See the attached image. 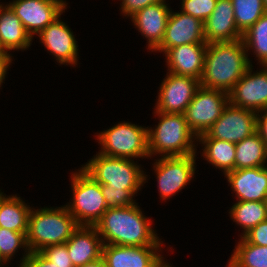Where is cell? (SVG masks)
<instances>
[{
  "label": "cell",
  "instance_id": "obj_1",
  "mask_svg": "<svg viewBox=\"0 0 267 267\" xmlns=\"http://www.w3.org/2000/svg\"><path fill=\"white\" fill-rule=\"evenodd\" d=\"M96 182L108 208L128 207L136 204L133 197L146 182L140 166L132 159L96 154L81 167Z\"/></svg>",
  "mask_w": 267,
  "mask_h": 267
},
{
  "label": "cell",
  "instance_id": "obj_2",
  "mask_svg": "<svg viewBox=\"0 0 267 267\" xmlns=\"http://www.w3.org/2000/svg\"><path fill=\"white\" fill-rule=\"evenodd\" d=\"M242 39L207 44L200 86L229 93L252 65Z\"/></svg>",
  "mask_w": 267,
  "mask_h": 267
},
{
  "label": "cell",
  "instance_id": "obj_3",
  "mask_svg": "<svg viewBox=\"0 0 267 267\" xmlns=\"http://www.w3.org/2000/svg\"><path fill=\"white\" fill-rule=\"evenodd\" d=\"M94 227L103 244L162 245L151 228V221L143 215L137 203L128 207L108 208Z\"/></svg>",
  "mask_w": 267,
  "mask_h": 267
},
{
  "label": "cell",
  "instance_id": "obj_4",
  "mask_svg": "<svg viewBox=\"0 0 267 267\" xmlns=\"http://www.w3.org/2000/svg\"><path fill=\"white\" fill-rule=\"evenodd\" d=\"M32 209L27 232L30 252H39L49 245L66 243L79 227L65 205L57 208Z\"/></svg>",
  "mask_w": 267,
  "mask_h": 267
},
{
  "label": "cell",
  "instance_id": "obj_5",
  "mask_svg": "<svg viewBox=\"0 0 267 267\" xmlns=\"http://www.w3.org/2000/svg\"><path fill=\"white\" fill-rule=\"evenodd\" d=\"M155 113L161 119L159 118L155 129H147L150 158L153 154H161L162 157L196 154L194 141L197 140V136L188 127L184 114L160 111Z\"/></svg>",
  "mask_w": 267,
  "mask_h": 267
},
{
  "label": "cell",
  "instance_id": "obj_6",
  "mask_svg": "<svg viewBox=\"0 0 267 267\" xmlns=\"http://www.w3.org/2000/svg\"><path fill=\"white\" fill-rule=\"evenodd\" d=\"M71 178L73 202L65 206L79 226H95L108 209L101 184L82 168L72 173Z\"/></svg>",
  "mask_w": 267,
  "mask_h": 267
},
{
  "label": "cell",
  "instance_id": "obj_7",
  "mask_svg": "<svg viewBox=\"0 0 267 267\" xmlns=\"http://www.w3.org/2000/svg\"><path fill=\"white\" fill-rule=\"evenodd\" d=\"M147 129L129 122L118 123L97 135L102 146L99 153L125 159L150 157Z\"/></svg>",
  "mask_w": 267,
  "mask_h": 267
},
{
  "label": "cell",
  "instance_id": "obj_8",
  "mask_svg": "<svg viewBox=\"0 0 267 267\" xmlns=\"http://www.w3.org/2000/svg\"><path fill=\"white\" fill-rule=\"evenodd\" d=\"M228 104V93L200 86L183 113L188 127L197 137L206 133Z\"/></svg>",
  "mask_w": 267,
  "mask_h": 267
},
{
  "label": "cell",
  "instance_id": "obj_9",
  "mask_svg": "<svg viewBox=\"0 0 267 267\" xmlns=\"http://www.w3.org/2000/svg\"><path fill=\"white\" fill-rule=\"evenodd\" d=\"M256 126L257 112L229 103L219 119L197 138H213L236 144L254 134Z\"/></svg>",
  "mask_w": 267,
  "mask_h": 267
},
{
  "label": "cell",
  "instance_id": "obj_10",
  "mask_svg": "<svg viewBox=\"0 0 267 267\" xmlns=\"http://www.w3.org/2000/svg\"><path fill=\"white\" fill-rule=\"evenodd\" d=\"M196 154L161 157L154 163L158 191L162 200L170 199L190 183L195 173Z\"/></svg>",
  "mask_w": 267,
  "mask_h": 267
},
{
  "label": "cell",
  "instance_id": "obj_11",
  "mask_svg": "<svg viewBox=\"0 0 267 267\" xmlns=\"http://www.w3.org/2000/svg\"><path fill=\"white\" fill-rule=\"evenodd\" d=\"M63 0H13L8 5L33 39L66 9Z\"/></svg>",
  "mask_w": 267,
  "mask_h": 267
},
{
  "label": "cell",
  "instance_id": "obj_12",
  "mask_svg": "<svg viewBox=\"0 0 267 267\" xmlns=\"http://www.w3.org/2000/svg\"><path fill=\"white\" fill-rule=\"evenodd\" d=\"M199 87L195 78L168 72L160 85L155 111L183 114Z\"/></svg>",
  "mask_w": 267,
  "mask_h": 267
},
{
  "label": "cell",
  "instance_id": "obj_13",
  "mask_svg": "<svg viewBox=\"0 0 267 267\" xmlns=\"http://www.w3.org/2000/svg\"><path fill=\"white\" fill-rule=\"evenodd\" d=\"M252 74V65L228 93L229 103L259 112L267 109V66Z\"/></svg>",
  "mask_w": 267,
  "mask_h": 267
},
{
  "label": "cell",
  "instance_id": "obj_14",
  "mask_svg": "<svg viewBox=\"0 0 267 267\" xmlns=\"http://www.w3.org/2000/svg\"><path fill=\"white\" fill-rule=\"evenodd\" d=\"M193 43H206L204 22L183 11L171 10L163 41L154 51L165 53L169 48Z\"/></svg>",
  "mask_w": 267,
  "mask_h": 267
},
{
  "label": "cell",
  "instance_id": "obj_15",
  "mask_svg": "<svg viewBox=\"0 0 267 267\" xmlns=\"http://www.w3.org/2000/svg\"><path fill=\"white\" fill-rule=\"evenodd\" d=\"M161 245L122 246L103 244L102 258L107 267H158L164 260Z\"/></svg>",
  "mask_w": 267,
  "mask_h": 267
},
{
  "label": "cell",
  "instance_id": "obj_16",
  "mask_svg": "<svg viewBox=\"0 0 267 267\" xmlns=\"http://www.w3.org/2000/svg\"><path fill=\"white\" fill-rule=\"evenodd\" d=\"M60 16L50 23L39 34L41 43L54 55L61 64L77 65L78 45L71 29Z\"/></svg>",
  "mask_w": 267,
  "mask_h": 267
},
{
  "label": "cell",
  "instance_id": "obj_17",
  "mask_svg": "<svg viewBox=\"0 0 267 267\" xmlns=\"http://www.w3.org/2000/svg\"><path fill=\"white\" fill-rule=\"evenodd\" d=\"M207 43L183 44L169 48L164 54L167 59L168 71L180 76H189L200 81Z\"/></svg>",
  "mask_w": 267,
  "mask_h": 267
},
{
  "label": "cell",
  "instance_id": "obj_18",
  "mask_svg": "<svg viewBox=\"0 0 267 267\" xmlns=\"http://www.w3.org/2000/svg\"><path fill=\"white\" fill-rule=\"evenodd\" d=\"M225 176L238 201H267V166L232 170Z\"/></svg>",
  "mask_w": 267,
  "mask_h": 267
},
{
  "label": "cell",
  "instance_id": "obj_19",
  "mask_svg": "<svg viewBox=\"0 0 267 267\" xmlns=\"http://www.w3.org/2000/svg\"><path fill=\"white\" fill-rule=\"evenodd\" d=\"M171 10L166 1L149 5L136 12L131 20L141 35L148 41V49L152 52L161 44Z\"/></svg>",
  "mask_w": 267,
  "mask_h": 267
},
{
  "label": "cell",
  "instance_id": "obj_20",
  "mask_svg": "<svg viewBox=\"0 0 267 267\" xmlns=\"http://www.w3.org/2000/svg\"><path fill=\"white\" fill-rule=\"evenodd\" d=\"M206 43L232 42L242 39L237 29L231 0H217L215 9L204 21Z\"/></svg>",
  "mask_w": 267,
  "mask_h": 267
},
{
  "label": "cell",
  "instance_id": "obj_21",
  "mask_svg": "<svg viewBox=\"0 0 267 267\" xmlns=\"http://www.w3.org/2000/svg\"><path fill=\"white\" fill-rule=\"evenodd\" d=\"M65 244L75 267L96 261L102 256V239L94 226H79Z\"/></svg>",
  "mask_w": 267,
  "mask_h": 267
},
{
  "label": "cell",
  "instance_id": "obj_22",
  "mask_svg": "<svg viewBox=\"0 0 267 267\" xmlns=\"http://www.w3.org/2000/svg\"><path fill=\"white\" fill-rule=\"evenodd\" d=\"M32 38L25 30L21 20L14 14L9 5L0 4V46L3 51L26 50Z\"/></svg>",
  "mask_w": 267,
  "mask_h": 267
},
{
  "label": "cell",
  "instance_id": "obj_23",
  "mask_svg": "<svg viewBox=\"0 0 267 267\" xmlns=\"http://www.w3.org/2000/svg\"><path fill=\"white\" fill-rule=\"evenodd\" d=\"M31 209L20 197L16 195L6 197L0 191V227L27 236Z\"/></svg>",
  "mask_w": 267,
  "mask_h": 267
},
{
  "label": "cell",
  "instance_id": "obj_24",
  "mask_svg": "<svg viewBox=\"0 0 267 267\" xmlns=\"http://www.w3.org/2000/svg\"><path fill=\"white\" fill-rule=\"evenodd\" d=\"M235 146V170L265 166L267 146L257 132L236 143Z\"/></svg>",
  "mask_w": 267,
  "mask_h": 267
},
{
  "label": "cell",
  "instance_id": "obj_25",
  "mask_svg": "<svg viewBox=\"0 0 267 267\" xmlns=\"http://www.w3.org/2000/svg\"><path fill=\"white\" fill-rule=\"evenodd\" d=\"M204 146L203 157L224 174L235 170V143L213 138H197Z\"/></svg>",
  "mask_w": 267,
  "mask_h": 267
},
{
  "label": "cell",
  "instance_id": "obj_26",
  "mask_svg": "<svg viewBox=\"0 0 267 267\" xmlns=\"http://www.w3.org/2000/svg\"><path fill=\"white\" fill-rule=\"evenodd\" d=\"M229 214L244 229L243 237L260 222L267 220V201H237Z\"/></svg>",
  "mask_w": 267,
  "mask_h": 267
},
{
  "label": "cell",
  "instance_id": "obj_27",
  "mask_svg": "<svg viewBox=\"0 0 267 267\" xmlns=\"http://www.w3.org/2000/svg\"><path fill=\"white\" fill-rule=\"evenodd\" d=\"M240 238L228 267H267V246H257Z\"/></svg>",
  "mask_w": 267,
  "mask_h": 267
},
{
  "label": "cell",
  "instance_id": "obj_28",
  "mask_svg": "<svg viewBox=\"0 0 267 267\" xmlns=\"http://www.w3.org/2000/svg\"><path fill=\"white\" fill-rule=\"evenodd\" d=\"M245 48L253 49L260 65L267 66V12L243 33Z\"/></svg>",
  "mask_w": 267,
  "mask_h": 267
},
{
  "label": "cell",
  "instance_id": "obj_29",
  "mask_svg": "<svg viewBox=\"0 0 267 267\" xmlns=\"http://www.w3.org/2000/svg\"><path fill=\"white\" fill-rule=\"evenodd\" d=\"M237 29L243 34L266 11L262 0H231Z\"/></svg>",
  "mask_w": 267,
  "mask_h": 267
},
{
  "label": "cell",
  "instance_id": "obj_30",
  "mask_svg": "<svg viewBox=\"0 0 267 267\" xmlns=\"http://www.w3.org/2000/svg\"><path fill=\"white\" fill-rule=\"evenodd\" d=\"M22 247L25 249L27 257L30 250L27 245V236L24 233L0 227V253L7 262H10L15 251Z\"/></svg>",
  "mask_w": 267,
  "mask_h": 267
},
{
  "label": "cell",
  "instance_id": "obj_31",
  "mask_svg": "<svg viewBox=\"0 0 267 267\" xmlns=\"http://www.w3.org/2000/svg\"><path fill=\"white\" fill-rule=\"evenodd\" d=\"M181 11L205 21L215 9L217 0H182Z\"/></svg>",
  "mask_w": 267,
  "mask_h": 267
},
{
  "label": "cell",
  "instance_id": "obj_32",
  "mask_svg": "<svg viewBox=\"0 0 267 267\" xmlns=\"http://www.w3.org/2000/svg\"><path fill=\"white\" fill-rule=\"evenodd\" d=\"M39 252L57 267H75L69 257L65 243L49 245Z\"/></svg>",
  "mask_w": 267,
  "mask_h": 267
},
{
  "label": "cell",
  "instance_id": "obj_33",
  "mask_svg": "<svg viewBox=\"0 0 267 267\" xmlns=\"http://www.w3.org/2000/svg\"><path fill=\"white\" fill-rule=\"evenodd\" d=\"M243 238L257 246H267V220L260 222L248 231Z\"/></svg>",
  "mask_w": 267,
  "mask_h": 267
},
{
  "label": "cell",
  "instance_id": "obj_34",
  "mask_svg": "<svg viewBox=\"0 0 267 267\" xmlns=\"http://www.w3.org/2000/svg\"><path fill=\"white\" fill-rule=\"evenodd\" d=\"M121 12L125 16H133L136 12L139 10H142L143 8L158 3L162 2L165 0H121Z\"/></svg>",
  "mask_w": 267,
  "mask_h": 267
},
{
  "label": "cell",
  "instance_id": "obj_35",
  "mask_svg": "<svg viewBox=\"0 0 267 267\" xmlns=\"http://www.w3.org/2000/svg\"><path fill=\"white\" fill-rule=\"evenodd\" d=\"M21 260L19 267H57L40 252H30L27 257L23 255Z\"/></svg>",
  "mask_w": 267,
  "mask_h": 267
},
{
  "label": "cell",
  "instance_id": "obj_36",
  "mask_svg": "<svg viewBox=\"0 0 267 267\" xmlns=\"http://www.w3.org/2000/svg\"><path fill=\"white\" fill-rule=\"evenodd\" d=\"M256 127V132L259 134V136L262 138V140L267 146V109L257 112Z\"/></svg>",
  "mask_w": 267,
  "mask_h": 267
},
{
  "label": "cell",
  "instance_id": "obj_37",
  "mask_svg": "<svg viewBox=\"0 0 267 267\" xmlns=\"http://www.w3.org/2000/svg\"><path fill=\"white\" fill-rule=\"evenodd\" d=\"M12 56L10 54H0V87L5 79L7 69L9 65L12 63Z\"/></svg>",
  "mask_w": 267,
  "mask_h": 267
},
{
  "label": "cell",
  "instance_id": "obj_38",
  "mask_svg": "<svg viewBox=\"0 0 267 267\" xmlns=\"http://www.w3.org/2000/svg\"><path fill=\"white\" fill-rule=\"evenodd\" d=\"M78 267H107L105 261L103 260V258H99L96 261L84 264L82 266H78Z\"/></svg>",
  "mask_w": 267,
  "mask_h": 267
},
{
  "label": "cell",
  "instance_id": "obj_39",
  "mask_svg": "<svg viewBox=\"0 0 267 267\" xmlns=\"http://www.w3.org/2000/svg\"><path fill=\"white\" fill-rule=\"evenodd\" d=\"M3 263L6 264L7 261L2 257V255H1V253H0V267H2L1 264L4 265Z\"/></svg>",
  "mask_w": 267,
  "mask_h": 267
},
{
  "label": "cell",
  "instance_id": "obj_40",
  "mask_svg": "<svg viewBox=\"0 0 267 267\" xmlns=\"http://www.w3.org/2000/svg\"><path fill=\"white\" fill-rule=\"evenodd\" d=\"M158 267H172V266H170L168 263H165V261H163Z\"/></svg>",
  "mask_w": 267,
  "mask_h": 267
},
{
  "label": "cell",
  "instance_id": "obj_41",
  "mask_svg": "<svg viewBox=\"0 0 267 267\" xmlns=\"http://www.w3.org/2000/svg\"><path fill=\"white\" fill-rule=\"evenodd\" d=\"M265 11L267 12V0H262Z\"/></svg>",
  "mask_w": 267,
  "mask_h": 267
},
{
  "label": "cell",
  "instance_id": "obj_42",
  "mask_svg": "<svg viewBox=\"0 0 267 267\" xmlns=\"http://www.w3.org/2000/svg\"><path fill=\"white\" fill-rule=\"evenodd\" d=\"M0 54H9L3 51L2 47L0 46Z\"/></svg>",
  "mask_w": 267,
  "mask_h": 267
}]
</instances>
